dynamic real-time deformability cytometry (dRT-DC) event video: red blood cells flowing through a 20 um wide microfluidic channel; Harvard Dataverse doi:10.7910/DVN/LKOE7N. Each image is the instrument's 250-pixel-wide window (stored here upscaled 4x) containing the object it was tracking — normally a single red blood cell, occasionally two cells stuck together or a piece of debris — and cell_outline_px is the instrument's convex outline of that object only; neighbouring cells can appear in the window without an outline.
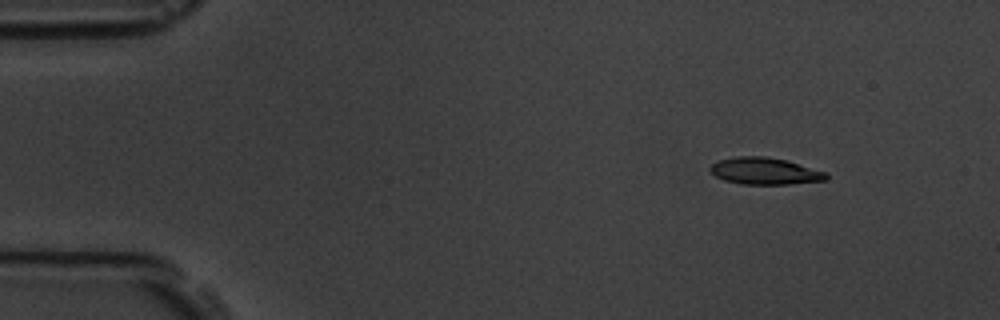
{"species": "common noctule bat (a hibernating species)", "species_latin": "Nyctalus noctula", "temperature_condition": "room temperature", "stored_images_in_passage": 8, "camera_frame_rate_fps": 3000, "um_per_image_px": 0.085, "animal": {"sex": "male", "body_mass_g": 19.5, "forearm_length_mm": 54.6}, "frame": {"image": 1, "passage_image": 1, "time_ms": 0.0, "image_size_px": [1000, 320], "cell_outline_px": [[828, 176], [824, 180], [792, 184], [740, 184], [724, 180], [716, 176], [708, 168], [712, 164], [720, 160], [736, 156], [764, 156], [788, 160], [828, 172]], "centroid_in_image_um": [65.04, 14.53], "position_along_channel_um": 20.0, "area_um2": 18.26}}
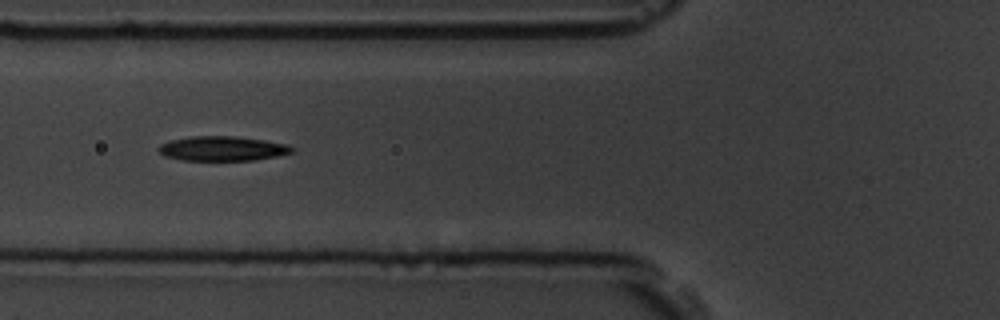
{"frame": {"image": 2, "passage_image": 5, "time_ms": 4.667, "image_size_px": [1000, 320], "cell_outline_px": [[296, 148], [292, 152], [276, 156], [256, 160], [184, 160], [164, 156], [156, 148], [160, 144], [172, 140], [192, 136], [236, 136], [264, 140], [288, 144]], "centroid_in_image_um": [18.92, 12.62], "position_along_channel_um": 106.9, "area_um2": 19.13}}
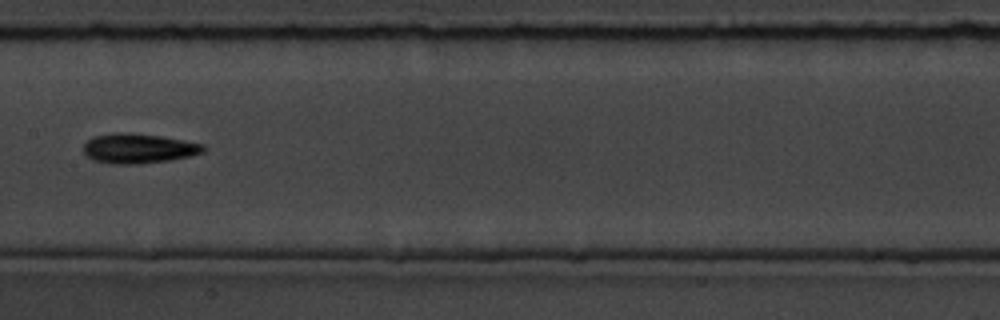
{"frame": {"image": 3, "passage_image": 7, "time_ms": 7.0, "image_size_px": [1000, 320], "cell_outline_px": [[204, 152], [188, 156], [168, 160], [140, 164], [112, 164], [92, 160], [84, 152], [84, 144], [92, 136], [112, 132], [128, 132], [164, 136], [204, 144]], "centroid_in_image_um": [11.74, 12.6], "position_along_channel_um": 195.7, "area_um2": 20.98}}